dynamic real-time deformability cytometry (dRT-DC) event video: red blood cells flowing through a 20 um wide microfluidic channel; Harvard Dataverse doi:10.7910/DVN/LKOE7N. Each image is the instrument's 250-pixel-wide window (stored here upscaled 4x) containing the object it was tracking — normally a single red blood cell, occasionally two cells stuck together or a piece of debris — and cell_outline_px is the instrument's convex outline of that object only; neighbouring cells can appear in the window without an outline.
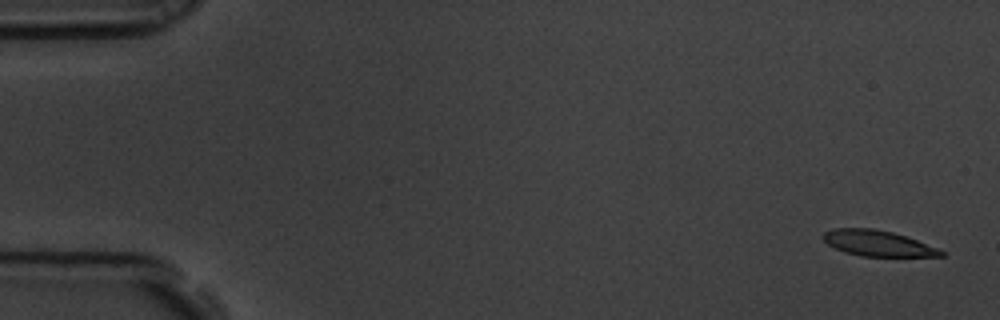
{"species": "common noctule bat (a hibernating species)", "species_latin": "Nyctalus noctula", "temperature_condition": "room temperature", "stored_images_in_passage": 59, "camera_frame_rate_fps": 3000, "um_per_image_px": 0.085, "animal": {"sex": "male", "body_mass_g": 19.5, "forearm_length_mm": 54.6}, "frame": {"image": 1, "passage_image": 2, "time_ms": 0.333, "image_size_px": [1000, 320], "cell_outline_px": [[944, 256], [860, 256], [844, 252], [828, 244], [820, 236], [824, 232], [832, 228], [872, 228], [892, 232], [916, 240], [936, 248], [944, 252]], "centroid_in_image_um": [74.53, 20.67], "position_along_channel_um": 10.5, "area_um2": 17.46}}
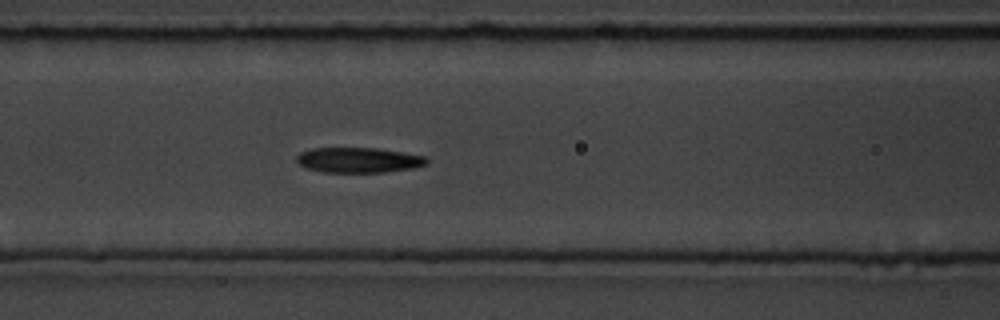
{"frame": {"image": 2, "passage_image": 25, "time_ms": 8.0, "image_size_px": [1000, 320], "cell_outline_px": [[428, 164], [412, 168], [388, 172], [324, 172], [308, 168], [300, 164], [296, 160], [296, 156], [300, 152], [312, 148], [376, 148], [424, 156], [428, 160]], "centroid_in_image_um": [30.47, 13.6], "position_along_channel_um": 136.1, "area_um2": 18.96}}
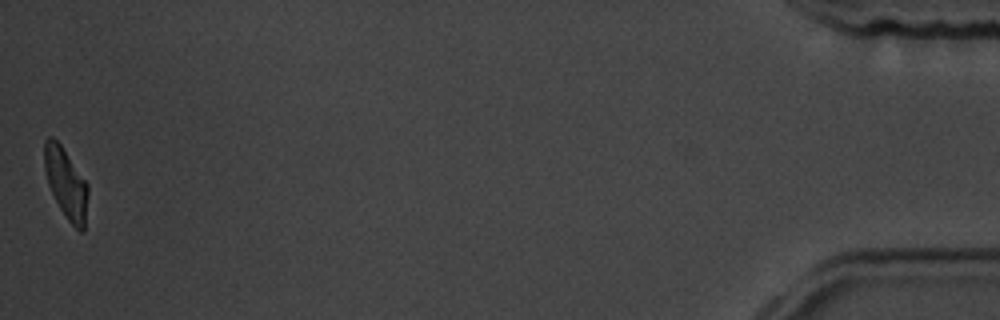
{"frame": {"image": 3, "passage_image": 59, "time_ms": 19.333, "image_size_px": [1000, 320], "cell_outline_px": [[88, 196], [84, 232], [80, 232], [68, 220], [60, 208], [48, 184], [44, 168], [44, 140], [48, 136], [52, 136], [60, 144], [88, 184]], "centroid_in_image_um": [5.61, 15.58], "position_along_channel_um": 429.6, "area_um2": 17.74}, "authors_computed_cell_mechanics": {"area_um2": 19.0162, "velocity_mm_per_s": 3.4401, "shape_relaxation_time_tau1_ms": 5.7886, "shape_relaxation_time_tau2_ms": 2.5353, "deformation_change_tau1": 0.1665, "deformation_change_tau2": 0.0976}}